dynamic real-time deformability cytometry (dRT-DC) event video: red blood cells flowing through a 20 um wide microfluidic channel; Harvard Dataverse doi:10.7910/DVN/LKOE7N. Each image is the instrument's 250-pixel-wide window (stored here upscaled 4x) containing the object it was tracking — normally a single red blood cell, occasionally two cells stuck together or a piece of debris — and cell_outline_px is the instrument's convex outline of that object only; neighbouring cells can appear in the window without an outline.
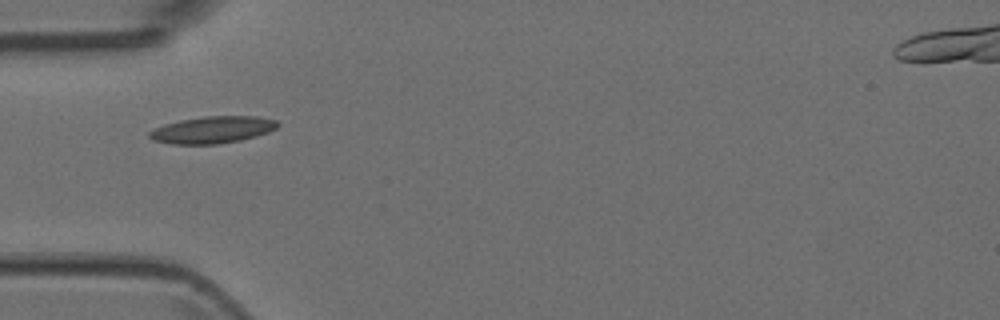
{"species": "Egyptian fruit bat (a non-hibernating species)", "species_latin": "Rousettus aegyptiacus", "temperature_condition": "room temperature", "stored_images_in_passage": 4, "camera_frame_rate_fps": 3000, "um_per_image_px": 0.085, "animal": {"sex": "female"}, "frame": {"image": 1, "passage_image": 2, "time_ms": 0.333, "image_size_px": [1000, 320], "cell_outline_px": [[280, 124], [276, 128], [268, 132], [256, 136], [240, 140], [220, 144], [172, 144], [152, 140], [148, 136], [148, 132], [164, 124], [180, 120], [204, 116], [256, 116], [276, 120]], "centroid_in_image_um": [18.06, 11.03], "position_along_channel_um": 66.9, "area_um2": 20.17}}
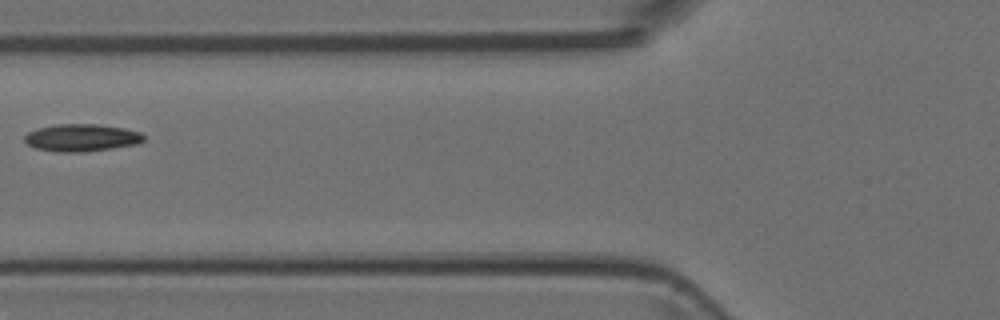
{"frame": {"image": 2, "passage_image": 3, "time_ms": 0.667, "image_size_px": [1000, 320], "cell_outline_px": [[144, 140], [136, 144], [84, 152], [56, 152], [36, 148], [28, 144], [24, 140], [24, 136], [28, 132], [36, 128], [56, 124], [96, 124], [124, 128], [140, 132], [144, 136]], "centroid_in_image_um": [6.9, 11.7], "position_along_channel_um": 118.9, "area_um2": 18.96}}
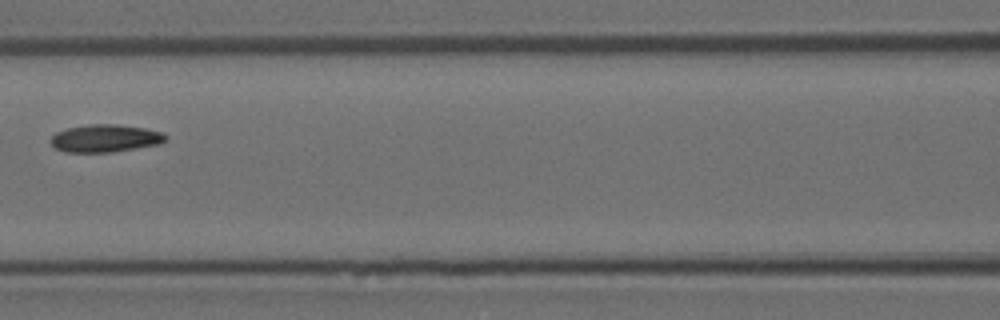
{"frame": {"image": 3, "passage_image": 4, "time_ms": 1.0, "image_size_px": [1000, 320], "cell_outline_px": [[168, 136], [160, 144], [112, 152], [64, 152], [56, 148], [52, 144], [52, 136], [56, 132], [68, 128], [92, 124], [116, 124], [144, 128], [164, 132]], "centroid_in_image_um": [8.97, 11.75], "position_along_channel_um": 157.6, "area_um2": 18.38}}